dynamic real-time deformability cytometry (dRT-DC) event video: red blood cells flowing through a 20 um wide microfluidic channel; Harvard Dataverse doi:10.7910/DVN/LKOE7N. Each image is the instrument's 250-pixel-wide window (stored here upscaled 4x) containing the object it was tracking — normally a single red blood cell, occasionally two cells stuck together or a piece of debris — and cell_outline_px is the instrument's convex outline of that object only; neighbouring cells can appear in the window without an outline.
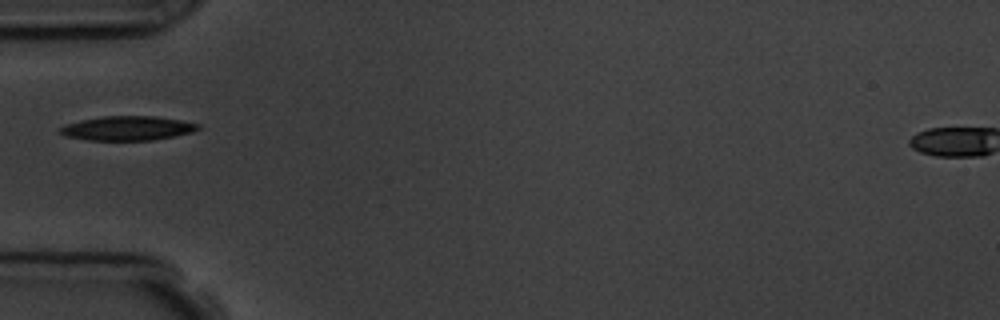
{"species": "common noctule bat (a hibernating species)", "species_latin": "Nyctalus noctula", "temperature_condition": "room temperature", "stored_images_in_passage": 7, "camera_frame_rate_fps": 3000, "um_per_image_px": 0.085, "animal": {"sex": "male", "body_mass_g": 19.5, "forearm_length_mm": 54.6}, "frame": {"image": 1, "passage_image": 6, "time_ms": 5.667, "image_size_px": [1000, 320], "cell_outline_px": [[200, 128], [192, 132], [152, 140], [88, 140], [64, 136], [60, 132], [60, 128], [64, 124], [80, 120], [104, 116], [152, 116], [180, 120], [200, 124]], "centroid_in_image_um": [10.8, 10.9], "position_along_channel_um": 74.2, "area_um2": 19.42}}